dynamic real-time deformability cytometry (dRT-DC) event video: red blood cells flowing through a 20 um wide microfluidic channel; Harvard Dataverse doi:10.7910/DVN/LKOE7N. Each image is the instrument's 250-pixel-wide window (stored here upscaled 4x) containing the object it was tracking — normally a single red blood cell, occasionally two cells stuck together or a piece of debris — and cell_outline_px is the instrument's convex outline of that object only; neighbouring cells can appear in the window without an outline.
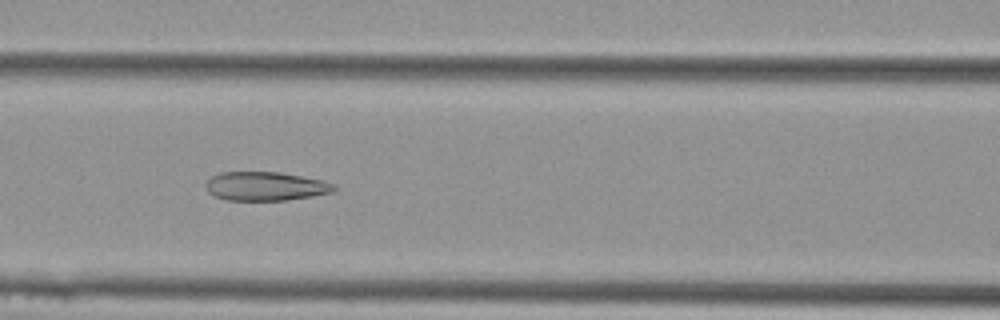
{"species": "Egyptian fruit bat (a non-hibernating species)", "species_latin": "Rousettus aegyptiacus", "temperature_condition": "cold", "stored_images_in_passage": 6, "camera_frame_rate_fps": 3000, "um_per_image_px": 0.085, "animal": {"sex": "female"}, "frame": {"image": 1, "passage_image": 4, "time_ms": 1.0, "image_size_px": [1000, 320], "cell_outline_px": [[336, 188], [332, 192], [312, 196], [288, 200], [224, 200], [208, 192], [204, 184], [212, 176], [220, 172], [280, 172], [324, 180], [336, 184]], "centroid_in_image_um": [22.58, 15.82], "position_along_channel_um": 144.0, "area_um2": 21.68}}
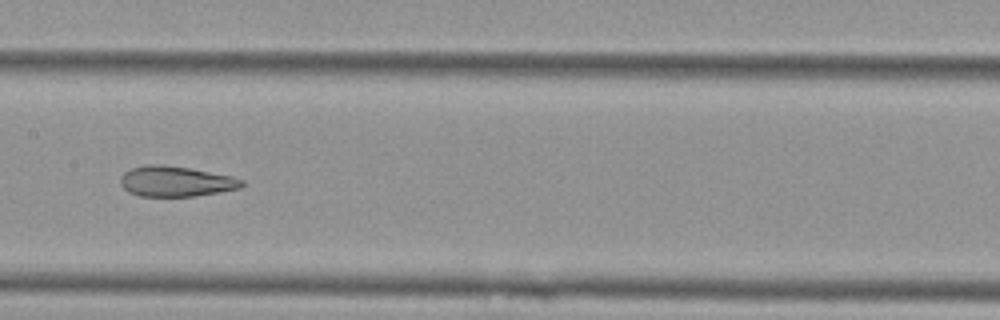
{"frame": {"image": 2, "passage_image": 5, "time_ms": 1.333, "image_size_px": [1000, 320], "cell_outline_px": [[244, 184], [240, 188], [220, 192], [196, 196], [140, 196], [128, 192], [120, 184], [120, 176], [124, 172], [132, 168], [148, 164], [164, 164], [192, 168], [232, 176], [244, 180]], "centroid_in_image_um": [14.95, 15.41], "position_along_channel_um": 192.5, "area_um2": 21.73}}
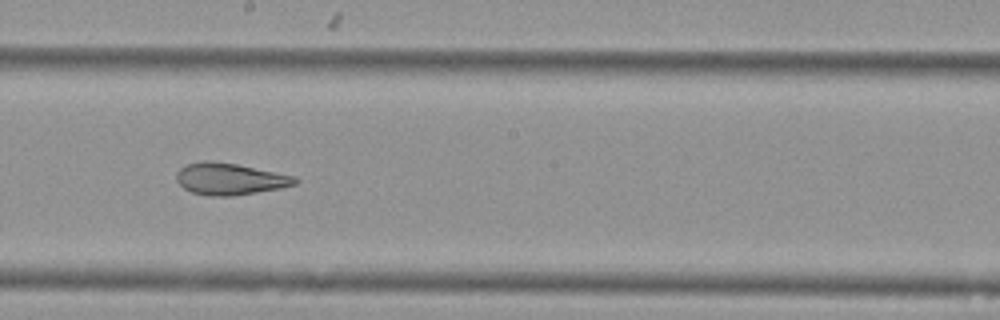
{"frame": {"image": 3, "passage_image": 6, "time_ms": 1.667, "image_size_px": [1000, 320], "cell_outline_px": [[300, 180], [296, 184], [280, 188], [232, 196], [208, 196], [192, 192], [184, 188], [176, 180], [176, 172], [180, 168], [188, 164], [204, 160], [208, 160], [236, 164], [296, 176]], "centroid_in_image_um": [19.54, 15.21], "position_along_channel_um": 228.7, "area_um2": 21.91}}